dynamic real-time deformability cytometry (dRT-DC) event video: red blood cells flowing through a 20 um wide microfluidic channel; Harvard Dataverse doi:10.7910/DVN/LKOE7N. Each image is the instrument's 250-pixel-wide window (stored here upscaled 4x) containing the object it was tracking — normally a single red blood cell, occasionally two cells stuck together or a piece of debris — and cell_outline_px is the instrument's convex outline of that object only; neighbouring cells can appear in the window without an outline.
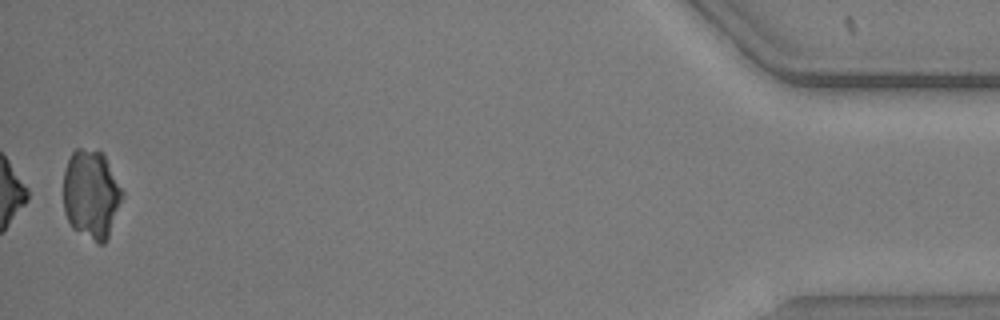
{"species": "common noctule bat (a hibernating species)", "species_latin": "Nyctalus noctula", "temperature_condition": "warm", "stored_images_in_passage": 53, "camera_frame_rate_fps": 3000, "um_per_image_px": 0.085, "animal": {"sex": "male", "body_mass_g": 20.5, "forearm_length_mm": 52.5}, "frame": {"image": 1, "passage_image": 53, "time_ms": 17.333, "image_size_px": [1000, 320], "cell_outline_px": [[124, 196], [108, 240], [104, 244], [96, 244], [72, 228], [64, 212], [64, 172], [68, 160], [72, 152], [76, 148], [80, 148], [100, 152], [104, 156], [124, 192]], "centroid_in_image_um": [7.77, 16.58], "position_along_channel_um": 427.4, "area_um2": 30.75}}